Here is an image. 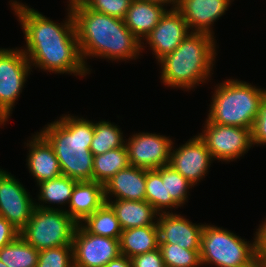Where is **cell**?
Segmentation results:
<instances>
[{
	"mask_svg": "<svg viewBox=\"0 0 266 267\" xmlns=\"http://www.w3.org/2000/svg\"><path fill=\"white\" fill-rule=\"evenodd\" d=\"M18 179L0 169V216L19 232L29 222L35 202Z\"/></svg>",
	"mask_w": 266,
	"mask_h": 267,
	"instance_id": "cell-11",
	"label": "cell"
},
{
	"mask_svg": "<svg viewBox=\"0 0 266 267\" xmlns=\"http://www.w3.org/2000/svg\"><path fill=\"white\" fill-rule=\"evenodd\" d=\"M0 267H8V266L0 260Z\"/></svg>",
	"mask_w": 266,
	"mask_h": 267,
	"instance_id": "cell-41",
	"label": "cell"
},
{
	"mask_svg": "<svg viewBox=\"0 0 266 267\" xmlns=\"http://www.w3.org/2000/svg\"><path fill=\"white\" fill-rule=\"evenodd\" d=\"M190 33L181 13L177 9H169L143 41L146 40L159 61L173 52Z\"/></svg>",
	"mask_w": 266,
	"mask_h": 267,
	"instance_id": "cell-14",
	"label": "cell"
},
{
	"mask_svg": "<svg viewBox=\"0 0 266 267\" xmlns=\"http://www.w3.org/2000/svg\"><path fill=\"white\" fill-rule=\"evenodd\" d=\"M27 141V166L37 184L61 176L59 161L49 142L39 132Z\"/></svg>",
	"mask_w": 266,
	"mask_h": 267,
	"instance_id": "cell-17",
	"label": "cell"
},
{
	"mask_svg": "<svg viewBox=\"0 0 266 267\" xmlns=\"http://www.w3.org/2000/svg\"><path fill=\"white\" fill-rule=\"evenodd\" d=\"M80 53L109 60L137 59L142 42L127 28L123 19L90 10L87 6L72 11ZM137 57V58H136Z\"/></svg>",
	"mask_w": 266,
	"mask_h": 267,
	"instance_id": "cell-2",
	"label": "cell"
},
{
	"mask_svg": "<svg viewBox=\"0 0 266 267\" xmlns=\"http://www.w3.org/2000/svg\"><path fill=\"white\" fill-rule=\"evenodd\" d=\"M161 178L165 182L166 199H172L179 207L184 205L188 190L194 186L170 165L161 167Z\"/></svg>",
	"mask_w": 266,
	"mask_h": 267,
	"instance_id": "cell-29",
	"label": "cell"
},
{
	"mask_svg": "<svg viewBox=\"0 0 266 267\" xmlns=\"http://www.w3.org/2000/svg\"><path fill=\"white\" fill-rule=\"evenodd\" d=\"M123 132L109 121L94 123V135L90 145L93 156L104 154L112 149L125 146Z\"/></svg>",
	"mask_w": 266,
	"mask_h": 267,
	"instance_id": "cell-26",
	"label": "cell"
},
{
	"mask_svg": "<svg viewBox=\"0 0 266 267\" xmlns=\"http://www.w3.org/2000/svg\"><path fill=\"white\" fill-rule=\"evenodd\" d=\"M256 253L259 259L266 261V218L255 232Z\"/></svg>",
	"mask_w": 266,
	"mask_h": 267,
	"instance_id": "cell-36",
	"label": "cell"
},
{
	"mask_svg": "<svg viewBox=\"0 0 266 267\" xmlns=\"http://www.w3.org/2000/svg\"><path fill=\"white\" fill-rule=\"evenodd\" d=\"M167 9L161 4L141 0H132L125 15L127 28L142 42L160 21Z\"/></svg>",
	"mask_w": 266,
	"mask_h": 267,
	"instance_id": "cell-20",
	"label": "cell"
},
{
	"mask_svg": "<svg viewBox=\"0 0 266 267\" xmlns=\"http://www.w3.org/2000/svg\"><path fill=\"white\" fill-rule=\"evenodd\" d=\"M105 267H133L130 258L120 255L116 259L110 260Z\"/></svg>",
	"mask_w": 266,
	"mask_h": 267,
	"instance_id": "cell-37",
	"label": "cell"
},
{
	"mask_svg": "<svg viewBox=\"0 0 266 267\" xmlns=\"http://www.w3.org/2000/svg\"><path fill=\"white\" fill-rule=\"evenodd\" d=\"M201 264L216 267H249L258 257L254 242L249 243L231 231L214 225L203 226Z\"/></svg>",
	"mask_w": 266,
	"mask_h": 267,
	"instance_id": "cell-6",
	"label": "cell"
},
{
	"mask_svg": "<svg viewBox=\"0 0 266 267\" xmlns=\"http://www.w3.org/2000/svg\"><path fill=\"white\" fill-rule=\"evenodd\" d=\"M106 203L115 212L122 230L157 225L159 213L146 200H106ZM156 218V219H154ZM155 220V221H154Z\"/></svg>",
	"mask_w": 266,
	"mask_h": 267,
	"instance_id": "cell-21",
	"label": "cell"
},
{
	"mask_svg": "<svg viewBox=\"0 0 266 267\" xmlns=\"http://www.w3.org/2000/svg\"><path fill=\"white\" fill-rule=\"evenodd\" d=\"M173 141L155 133H136L126 139L129 163L147 170L169 164Z\"/></svg>",
	"mask_w": 266,
	"mask_h": 267,
	"instance_id": "cell-12",
	"label": "cell"
},
{
	"mask_svg": "<svg viewBox=\"0 0 266 267\" xmlns=\"http://www.w3.org/2000/svg\"><path fill=\"white\" fill-rule=\"evenodd\" d=\"M21 23L26 47L22 49L30 66L48 72L85 76L89 72L82 59L72 11L64 23H56L23 3L10 4Z\"/></svg>",
	"mask_w": 266,
	"mask_h": 267,
	"instance_id": "cell-1",
	"label": "cell"
},
{
	"mask_svg": "<svg viewBox=\"0 0 266 267\" xmlns=\"http://www.w3.org/2000/svg\"><path fill=\"white\" fill-rule=\"evenodd\" d=\"M145 200L159 214L169 213L170 211H167L169 208L179 207L172 199H166L165 182L161 178V167L152 170L146 169Z\"/></svg>",
	"mask_w": 266,
	"mask_h": 267,
	"instance_id": "cell-28",
	"label": "cell"
},
{
	"mask_svg": "<svg viewBox=\"0 0 266 267\" xmlns=\"http://www.w3.org/2000/svg\"><path fill=\"white\" fill-rule=\"evenodd\" d=\"M74 267H105L121 255L120 240L87 232L77 224L73 235Z\"/></svg>",
	"mask_w": 266,
	"mask_h": 267,
	"instance_id": "cell-10",
	"label": "cell"
},
{
	"mask_svg": "<svg viewBox=\"0 0 266 267\" xmlns=\"http://www.w3.org/2000/svg\"><path fill=\"white\" fill-rule=\"evenodd\" d=\"M173 148L172 144L168 165L195 186L205 177L214 160L210 151L198 135L179 148Z\"/></svg>",
	"mask_w": 266,
	"mask_h": 267,
	"instance_id": "cell-13",
	"label": "cell"
},
{
	"mask_svg": "<svg viewBox=\"0 0 266 267\" xmlns=\"http://www.w3.org/2000/svg\"><path fill=\"white\" fill-rule=\"evenodd\" d=\"M180 215L172 212L158 215L159 244H178L188 250H200L204 224H193Z\"/></svg>",
	"mask_w": 266,
	"mask_h": 267,
	"instance_id": "cell-15",
	"label": "cell"
},
{
	"mask_svg": "<svg viewBox=\"0 0 266 267\" xmlns=\"http://www.w3.org/2000/svg\"><path fill=\"white\" fill-rule=\"evenodd\" d=\"M39 251L18 235L0 250V260L8 267H37Z\"/></svg>",
	"mask_w": 266,
	"mask_h": 267,
	"instance_id": "cell-25",
	"label": "cell"
},
{
	"mask_svg": "<svg viewBox=\"0 0 266 267\" xmlns=\"http://www.w3.org/2000/svg\"><path fill=\"white\" fill-rule=\"evenodd\" d=\"M80 225L89 233L113 239H120L122 232L115 212L107 203L87 216Z\"/></svg>",
	"mask_w": 266,
	"mask_h": 267,
	"instance_id": "cell-24",
	"label": "cell"
},
{
	"mask_svg": "<svg viewBox=\"0 0 266 267\" xmlns=\"http://www.w3.org/2000/svg\"><path fill=\"white\" fill-rule=\"evenodd\" d=\"M133 267H165L159 248L131 258Z\"/></svg>",
	"mask_w": 266,
	"mask_h": 267,
	"instance_id": "cell-34",
	"label": "cell"
},
{
	"mask_svg": "<svg viewBox=\"0 0 266 267\" xmlns=\"http://www.w3.org/2000/svg\"><path fill=\"white\" fill-rule=\"evenodd\" d=\"M39 133L52 146L62 175L78 182L93 181L92 121L68 114L48 124Z\"/></svg>",
	"mask_w": 266,
	"mask_h": 267,
	"instance_id": "cell-3",
	"label": "cell"
},
{
	"mask_svg": "<svg viewBox=\"0 0 266 267\" xmlns=\"http://www.w3.org/2000/svg\"><path fill=\"white\" fill-rule=\"evenodd\" d=\"M141 1L154 2V3L161 4L163 6L165 5L167 6V4L168 5L172 4V7L170 9H176L180 0H141Z\"/></svg>",
	"mask_w": 266,
	"mask_h": 267,
	"instance_id": "cell-39",
	"label": "cell"
},
{
	"mask_svg": "<svg viewBox=\"0 0 266 267\" xmlns=\"http://www.w3.org/2000/svg\"><path fill=\"white\" fill-rule=\"evenodd\" d=\"M145 186L146 169L129 165L104 184L105 200L113 196L119 200H145Z\"/></svg>",
	"mask_w": 266,
	"mask_h": 267,
	"instance_id": "cell-18",
	"label": "cell"
},
{
	"mask_svg": "<svg viewBox=\"0 0 266 267\" xmlns=\"http://www.w3.org/2000/svg\"><path fill=\"white\" fill-rule=\"evenodd\" d=\"M91 0H69L68 11H73L76 8L87 6Z\"/></svg>",
	"mask_w": 266,
	"mask_h": 267,
	"instance_id": "cell-38",
	"label": "cell"
},
{
	"mask_svg": "<svg viewBox=\"0 0 266 267\" xmlns=\"http://www.w3.org/2000/svg\"><path fill=\"white\" fill-rule=\"evenodd\" d=\"M249 267H266V261L258 258Z\"/></svg>",
	"mask_w": 266,
	"mask_h": 267,
	"instance_id": "cell-40",
	"label": "cell"
},
{
	"mask_svg": "<svg viewBox=\"0 0 266 267\" xmlns=\"http://www.w3.org/2000/svg\"><path fill=\"white\" fill-rule=\"evenodd\" d=\"M214 91L206 120L251 129L266 97V90L245 81L227 79Z\"/></svg>",
	"mask_w": 266,
	"mask_h": 267,
	"instance_id": "cell-5",
	"label": "cell"
},
{
	"mask_svg": "<svg viewBox=\"0 0 266 267\" xmlns=\"http://www.w3.org/2000/svg\"><path fill=\"white\" fill-rule=\"evenodd\" d=\"M18 235L19 231L4 217L0 216V250L11 243Z\"/></svg>",
	"mask_w": 266,
	"mask_h": 267,
	"instance_id": "cell-35",
	"label": "cell"
},
{
	"mask_svg": "<svg viewBox=\"0 0 266 267\" xmlns=\"http://www.w3.org/2000/svg\"><path fill=\"white\" fill-rule=\"evenodd\" d=\"M232 0H180L177 10L188 24L191 32L212 36L214 22L225 14Z\"/></svg>",
	"mask_w": 266,
	"mask_h": 267,
	"instance_id": "cell-16",
	"label": "cell"
},
{
	"mask_svg": "<svg viewBox=\"0 0 266 267\" xmlns=\"http://www.w3.org/2000/svg\"><path fill=\"white\" fill-rule=\"evenodd\" d=\"M77 182L68 176L61 175L57 178L38 183L37 186L40 188L38 201L45 204L54 205L56 203L58 205H65L67 203L68 205Z\"/></svg>",
	"mask_w": 266,
	"mask_h": 267,
	"instance_id": "cell-27",
	"label": "cell"
},
{
	"mask_svg": "<svg viewBox=\"0 0 266 267\" xmlns=\"http://www.w3.org/2000/svg\"><path fill=\"white\" fill-rule=\"evenodd\" d=\"M129 157L126 145L94 156L93 181L105 184L117 172L128 167Z\"/></svg>",
	"mask_w": 266,
	"mask_h": 267,
	"instance_id": "cell-23",
	"label": "cell"
},
{
	"mask_svg": "<svg viewBox=\"0 0 266 267\" xmlns=\"http://www.w3.org/2000/svg\"><path fill=\"white\" fill-rule=\"evenodd\" d=\"M165 267L201 266L200 250H188L178 244H159Z\"/></svg>",
	"mask_w": 266,
	"mask_h": 267,
	"instance_id": "cell-30",
	"label": "cell"
},
{
	"mask_svg": "<svg viewBox=\"0 0 266 267\" xmlns=\"http://www.w3.org/2000/svg\"><path fill=\"white\" fill-rule=\"evenodd\" d=\"M204 125V130L198 136L214 160H236L253 146L251 129L210 123L207 120Z\"/></svg>",
	"mask_w": 266,
	"mask_h": 267,
	"instance_id": "cell-9",
	"label": "cell"
},
{
	"mask_svg": "<svg viewBox=\"0 0 266 267\" xmlns=\"http://www.w3.org/2000/svg\"><path fill=\"white\" fill-rule=\"evenodd\" d=\"M251 134L253 145L266 144V97L260 105L258 115L251 128Z\"/></svg>",
	"mask_w": 266,
	"mask_h": 267,
	"instance_id": "cell-33",
	"label": "cell"
},
{
	"mask_svg": "<svg viewBox=\"0 0 266 267\" xmlns=\"http://www.w3.org/2000/svg\"><path fill=\"white\" fill-rule=\"evenodd\" d=\"M120 252L128 258L151 252L159 248V232L157 225L122 230L120 236Z\"/></svg>",
	"mask_w": 266,
	"mask_h": 267,
	"instance_id": "cell-22",
	"label": "cell"
},
{
	"mask_svg": "<svg viewBox=\"0 0 266 267\" xmlns=\"http://www.w3.org/2000/svg\"><path fill=\"white\" fill-rule=\"evenodd\" d=\"M77 223L64 211L35 203L31 218L19 235L36 250L72 245Z\"/></svg>",
	"mask_w": 266,
	"mask_h": 267,
	"instance_id": "cell-7",
	"label": "cell"
},
{
	"mask_svg": "<svg viewBox=\"0 0 266 267\" xmlns=\"http://www.w3.org/2000/svg\"><path fill=\"white\" fill-rule=\"evenodd\" d=\"M214 36L191 32L171 53L158 61L164 85L190 90L209 80L216 58Z\"/></svg>",
	"mask_w": 266,
	"mask_h": 267,
	"instance_id": "cell-4",
	"label": "cell"
},
{
	"mask_svg": "<svg viewBox=\"0 0 266 267\" xmlns=\"http://www.w3.org/2000/svg\"><path fill=\"white\" fill-rule=\"evenodd\" d=\"M37 267H74L73 246L64 245L40 250Z\"/></svg>",
	"mask_w": 266,
	"mask_h": 267,
	"instance_id": "cell-31",
	"label": "cell"
},
{
	"mask_svg": "<svg viewBox=\"0 0 266 267\" xmlns=\"http://www.w3.org/2000/svg\"><path fill=\"white\" fill-rule=\"evenodd\" d=\"M132 0H91L87 7L90 10L108 16L124 19Z\"/></svg>",
	"mask_w": 266,
	"mask_h": 267,
	"instance_id": "cell-32",
	"label": "cell"
},
{
	"mask_svg": "<svg viewBox=\"0 0 266 267\" xmlns=\"http://www.w3.org/2000/svg\"><path fill=\"white\" fill-rule=\"evenodd\" d=\"M106 203L104 185L96 181L77 182L64 210L77 224Z\"/></svg>",
	"mask_w": 266,
	"mask_h": 267,
	"instance_id": "cell-19",
	"label": "cell"
},
{
	"mask_svg": "<svg viewBox=\"0 0 266 267\" xmlns=\"http://www.w3.org/2000/svg\"><path fill=\"white\" fill-rule=\"evenodd\" d=\"M30 63L22 49L0 48V121H8L30 74ZM29 73V74H28Z\"/></svg>",
	"mask_w": 266,
	"mask_h": 267,
	"instance_id": "cell-8",
	"label": "cell"
}]
</instances>
